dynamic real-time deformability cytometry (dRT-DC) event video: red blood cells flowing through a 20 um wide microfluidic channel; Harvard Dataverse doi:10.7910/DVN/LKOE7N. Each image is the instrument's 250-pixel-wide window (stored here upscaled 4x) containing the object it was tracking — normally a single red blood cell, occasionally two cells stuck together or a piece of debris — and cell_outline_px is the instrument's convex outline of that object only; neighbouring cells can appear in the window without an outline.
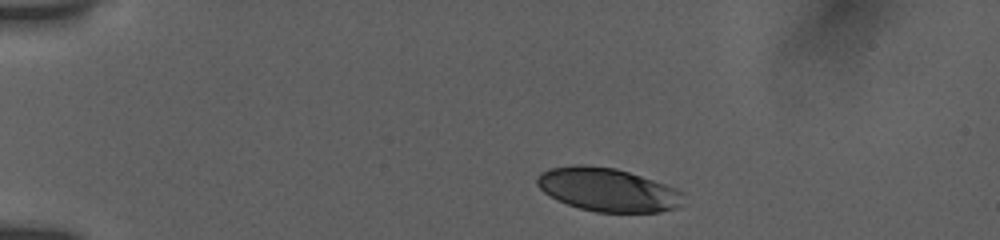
{"species": "human", "species_latin": "Homo sapiens", "temperature_condition": "room temperature", "stored_images_in_passage": 3, "camera_frame_rate_fps": 3000, "um_per_image_px": 0.085, "donor": {"sex": "female"}, "frame": {"image": 1, "passage_image": 1, "time_ms": 0.0, "image_size_px": [1000, 240], "cell_outline_px": [[684, 192], [680, 204], [676, 208], [660, 212], [596, 212], [580, 208], [556, 200], [544, 192], [536, 184], [536, 176], [540, 172], [548, 168], [576, 164], [584, 164], [616, 168], [676, 188]], "centroid_in_image_um": [51.6, 16.11], "position_along_channel_um": 33.4, "area_um2": 37.05}}